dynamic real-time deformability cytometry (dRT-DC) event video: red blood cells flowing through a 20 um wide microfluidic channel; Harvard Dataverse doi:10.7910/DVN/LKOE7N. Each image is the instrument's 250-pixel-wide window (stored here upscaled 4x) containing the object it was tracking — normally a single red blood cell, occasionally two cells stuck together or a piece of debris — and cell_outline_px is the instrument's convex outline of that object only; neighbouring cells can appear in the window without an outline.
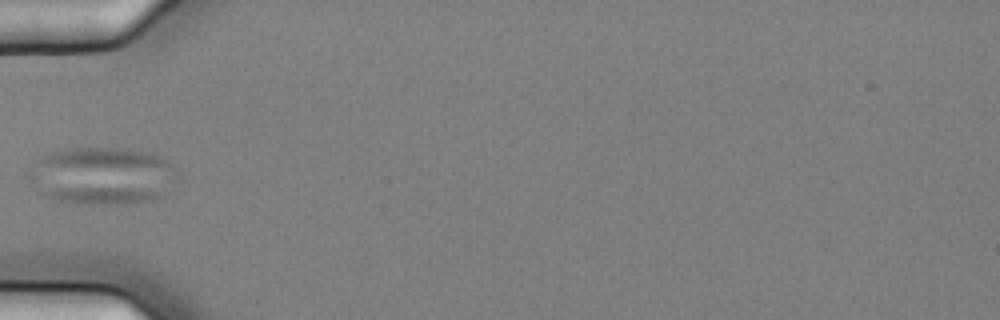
{"species": "common noctule bat (a hibernating species)", "species_latin": "Nyctalus noctula", "temperature_condition": "cold", "stored_images_in_passage": 2, "camera_frame_rate_fps": 3000, "um_per_image_px": 0.085, "animal": {"sex": "female", "body_mass_g": 25.1}, "frame": {"image": 1, "passage_image": 2, "time_ms": 0.333, "image_size_px": [1000, 320], "cell_outline_px": [[176, 164], [164, 196], [152, 200], [116, 204], [88, 204], [56, 200], [36, 192], [28, 176], [36, 160], [40, 156], [52, 152], [68, 148], [124, 148], [148, 152], [160, 156]], "centroid_in_image_um": [8.63, 14.93], "position_along_channel_um": 76.4, "area_um2": 49.53}}